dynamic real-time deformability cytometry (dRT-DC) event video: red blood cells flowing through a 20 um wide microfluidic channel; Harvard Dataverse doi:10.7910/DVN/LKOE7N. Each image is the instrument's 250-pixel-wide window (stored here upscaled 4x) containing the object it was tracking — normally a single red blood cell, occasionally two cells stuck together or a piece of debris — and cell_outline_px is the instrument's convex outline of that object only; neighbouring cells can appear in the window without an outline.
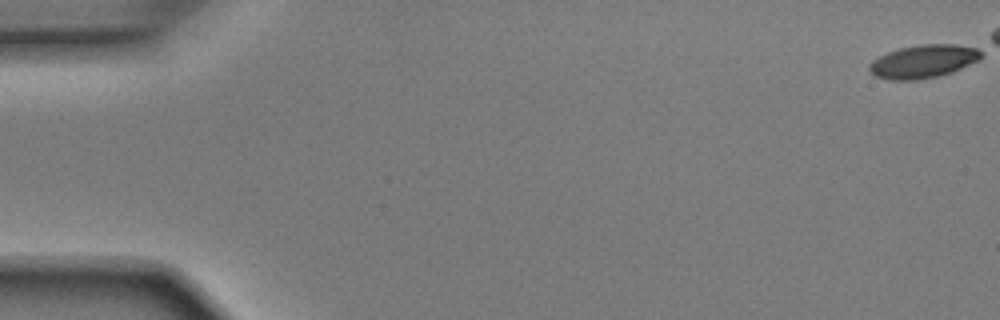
{"species": "Egyptian fruit bat (a non-hibernating species)", "species_latin": "Rousettus aegyptiacus", "temperature_condition": "room temperature", "stored_images_in_passage": 1, "camera_frame_rate_fps": 3000, "um_per_image_px": 0.085, "animal": {"sex": "male"}, "frame": {"image": 1, "passage_image": 1, "time_ms": 0.0, "image_size_px": [1000, 320], "cell_outline_px": [[980, 56], [976, 60], [952, 72], [936, 76], [916, 80], [888, 80], [876, 76], [868, 68], [868, 64], [872, 60], [888, 52], [900, 48], [924, 44], [956, 44], [976, 48], [980, 52]], "centroid_in_image_um": [78.42, 5.22], "position_along_channel_um": 6.6, "area_um2": 21.21}}